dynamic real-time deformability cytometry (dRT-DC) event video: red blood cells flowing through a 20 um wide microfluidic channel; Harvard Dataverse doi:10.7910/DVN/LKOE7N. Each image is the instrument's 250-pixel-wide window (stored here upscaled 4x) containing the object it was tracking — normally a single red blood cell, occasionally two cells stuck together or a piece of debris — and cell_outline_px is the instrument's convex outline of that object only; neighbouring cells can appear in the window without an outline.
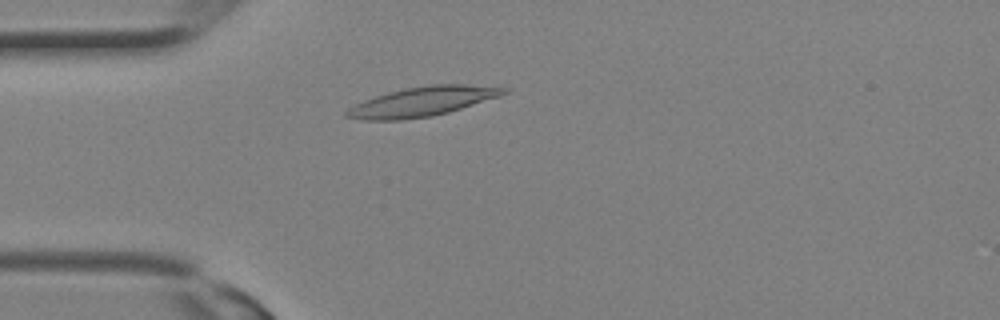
{"species": "Egyptian fruit bat (a non-hibernating species)", "species_latin": "Rousettus aegyptiacus", "temperature_condition": "room temperature", "stored_images_in_passage": 28, "camera_frame_rate_fps": 3000, "um_per_image_px": 0.085, "animal": {"sex": "female"}, "frame": {"image": 1, "passage_image": 6, "time_ms": 1.667, "image_size_px": [1000, 320], "cell_outline_px": [[508, 92], [500, 96], [448, 112], [432, 116], [400, 120], [364, 120], [344, 116], [344, 112], [348, 108], [364, 100], [388, 92], [404, 88], [428, 84], [464, 84], [508, 88]], "centroid_in_image_um": [35.88, 8.63], "position_along_channel_um": 49.1, "area_um2": 26.88}}
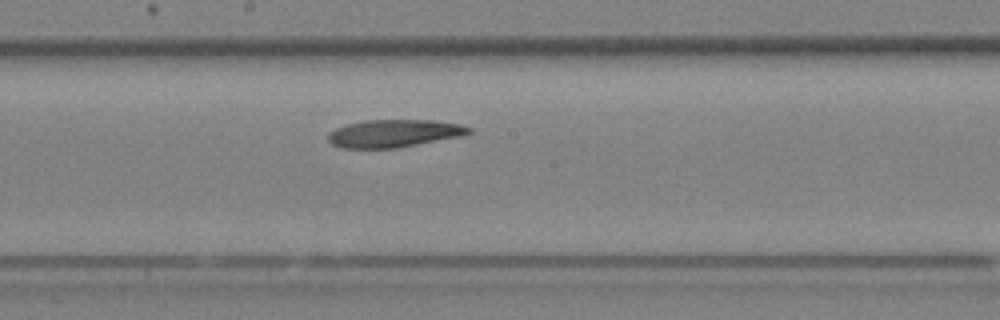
{"frame": {"image": 2, "passage_image": 14, "time_ms": 4.333, "image_size_px": [1000, 320], "cell_outline_px": [[472, 132], [460, 136], [396, 148], [340, 148], [332, 144], [328, 140], [328, 132], [336, 128], [348, 124], [364, 120], [432, 120], [460, 124], [472, 128]], "centroid_in_image_um": [33.46, 11.33], "position_along_channel_um": 214.7, "area_um2": 22.6}}
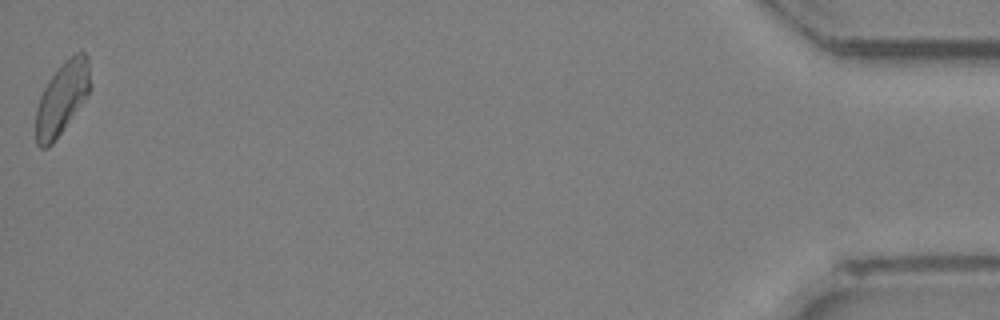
{"frame": {"image": 3, "passage_image": 28, "time_ms": 9.0, "image_size_px": [1000, 320], "cell_outline_px": [[92, 88], [88, 96], [52, 144], [48, 148], [40, 148], [36, 144], [36, 108], [40, 96], [48, 80], [64, 60], [76, 52], [84, 52], [88, 56], [92, 84]], "centroid_in_image_um": [5.3, 8.32], "position_along_channel_um": 429.9, "area_um2": 23.29}}